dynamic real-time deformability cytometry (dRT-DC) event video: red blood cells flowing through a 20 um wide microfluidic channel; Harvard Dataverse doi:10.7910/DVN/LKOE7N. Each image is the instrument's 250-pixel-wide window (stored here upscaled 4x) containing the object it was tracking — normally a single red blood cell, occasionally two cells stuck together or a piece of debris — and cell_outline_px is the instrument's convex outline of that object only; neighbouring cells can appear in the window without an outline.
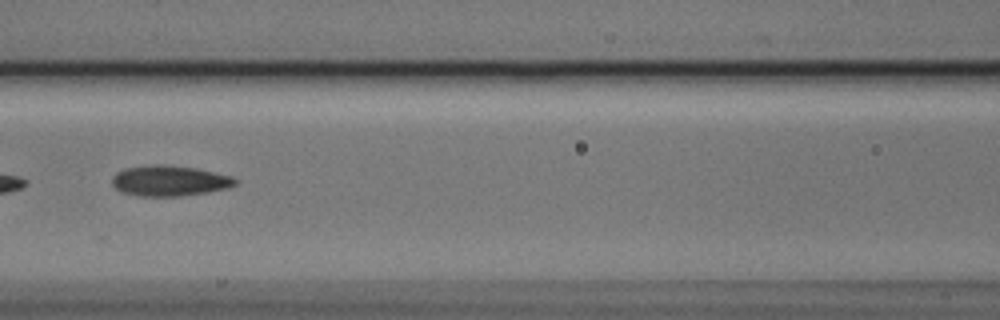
{"species": "Egyptian fruit bat (a non-hibernating species)", "species_latin": "Rousettus aegyptiacus", "temperature_condition": "cold", "stored_images_in_passage": 5, "camera_frame_rate_fps": 3000, "um_per_image_px": 0.085, "animal": {"sex": "male"}, "frame": {"image": 1, "passage_image": 3, "time_ms": 0.667, "image_size_px": [1000, 320], "cell_outline_px": [[236, 184], [228, 188], [208, 192], [180, 196], [140, 196], [124, 192], [116, 188], [112, 184], [112, 176], [116, 172], [124, 168], [152, 164], [164, 164], [196, 168], [232, 176], [236, 180]], "centroid_in_image_um": [14.39, 15.35], "position_along_channel_um": 152.2, "area_um2": 21.96}}
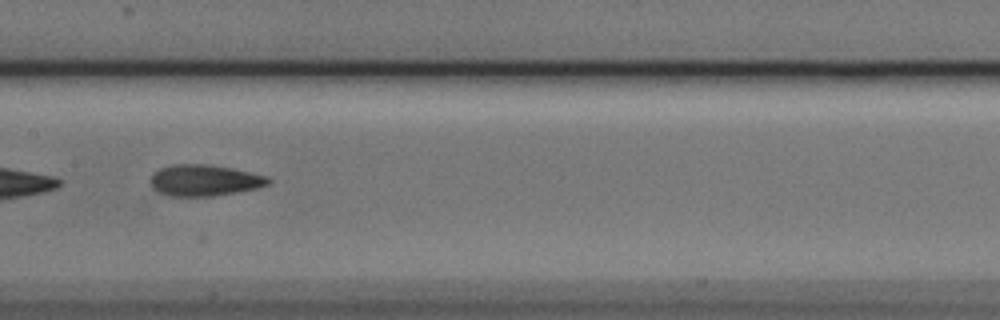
{"frame": {"image": 2, "passage_image": 4, "time_ms": 1.0, "image_size_px": [1000, 320], "cell_outline_px": [[272, 180], [268, 184], [256, 188], [212, 196], [172, 196], [156, 192], [152, 188], [152, 172], [160, 168], [172, 164], [208, 164], [232, 168], [268, 176]], "centroid_in_image_um": [17.35, 15.32], "position_along_channel_um": 190.0, "area_um2": 21.44}}
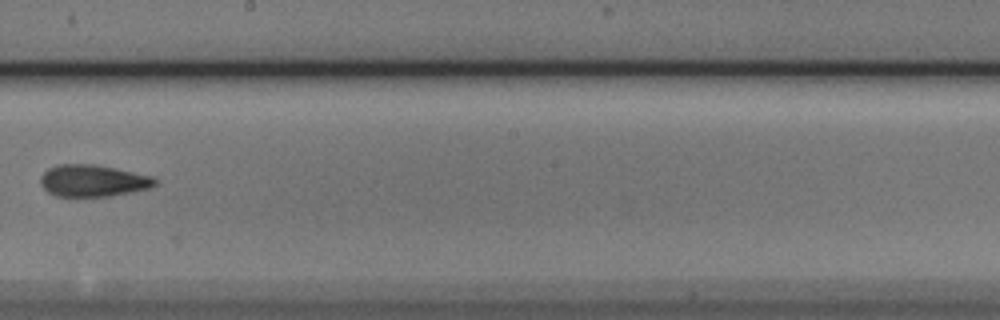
{"frame": {"image": 3, "passage_image": 5, "time_ms": 1.333, "image_size_px": [1000, 320], "cell_outline_px": [[156, 184], [148, 188], [132, 192], [112, 196], [56, 196], [48, 192], [40, 184], [40, 176], [48, 168], [56, 164], [96, 164], [152, 176], [156, 180]], "centroid_in_image_um": [7.87, 15.35], "position_along_channel_um": 240.3, "area_um2": 21.27}}